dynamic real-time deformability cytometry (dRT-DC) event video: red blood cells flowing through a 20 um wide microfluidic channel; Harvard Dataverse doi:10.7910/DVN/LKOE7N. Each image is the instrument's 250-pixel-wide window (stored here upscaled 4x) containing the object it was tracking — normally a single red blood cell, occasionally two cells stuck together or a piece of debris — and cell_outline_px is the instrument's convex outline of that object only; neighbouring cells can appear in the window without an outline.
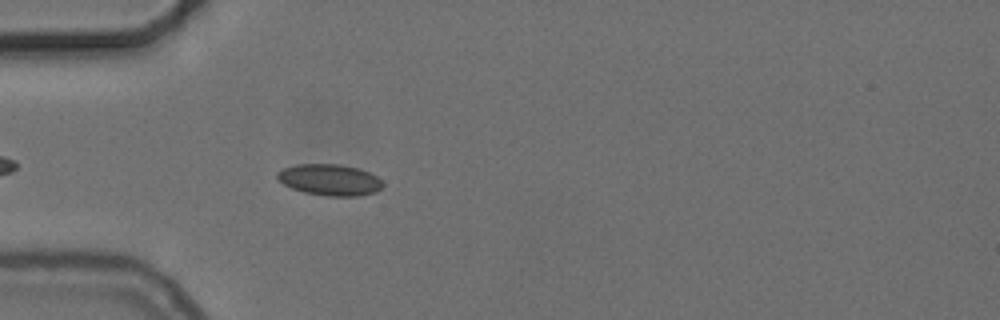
{"species": "common noctule bat (a hibernating species)", "species_latin": "Nyctalus noctula", "temperature_condition": "cold", "stored_images_in_passage": 41, "camera_frame_rate_fps": 3000, "um_per_image_px": 0.085, "animal": {"sex": "female", "body_mass_g": 24.6, "forearm_length_mm": 56.2}, "frame": {"image": 1, "passage_image": 5, "time_ms": 1.333, "image_size_px": [1000, 320], "cell_outline_px": [[384, 184], [376, 192], [360, 196], [328, 196], [304, 192], [292, 188], [284, 184], [276, 176], [276, 172], [284, 168], [296, 164], [340, 164], [360, 168], [376, 176]], "centroid_in_image_um": [28.03, 15.28], "position_along_channel_um": 57.0, "area_um2": 19.25}}
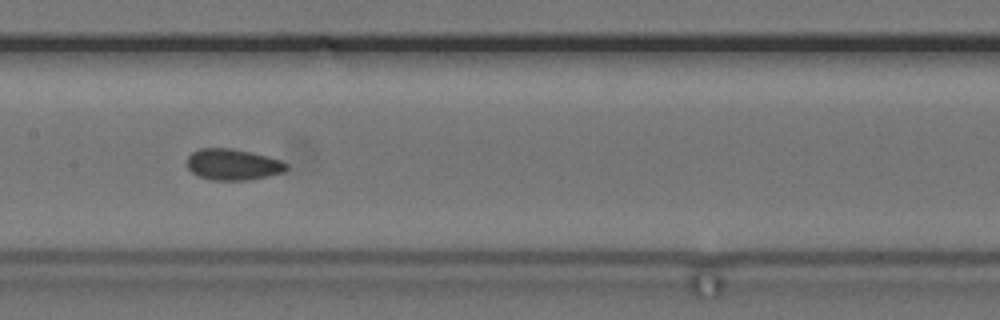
{"frame": {"image": 2, "passage_image": 16, "time_ms": 5.0, "image_size_px": [1000, 320], "cell_outline_px": [[288, 168], [284, 172], [268, 176], [248, 180], [212, 180], [200, 176], [192, 172], [188, 168], [188, 156], [192, 152], [200, 148], [232, 148], [268, 156], [280, 160], [288, 164]], "centroid_in_image_um": [19.82, 13.98], "position_along_channel_um": 187.6, "area_um2": 18.03}}
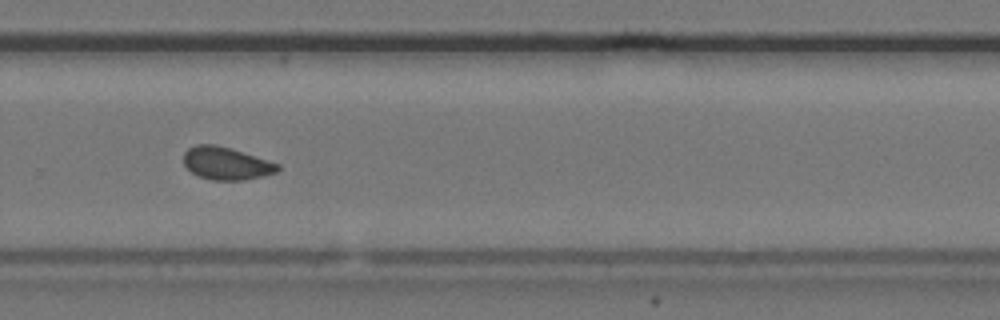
{"frame": {"image": 3, "passage_image": 26, "time_ms": 8.333, "image_size_px": [1000, 320], "cell_outline_px": [[280, 168], [276, 172], [264, 176], [244, 180], [212, 180], [200, 176], [192, 172], [184, 164], [184, 152], [188, 148], [196, 144], [216, 144], [280, 164]], "centroid_in_image_um": [19.23, 13.89], "position_along_channel_um": 310.6, "area_um2": 17.74}, "authors_computed_cell_mechanics": {"area_um2": 18.0336, "velocity_mm_per_s": 3.7095, "shape_relaxation_time_tau1_ms": null, "shape_relaxation_time_tau2_ms": 2.3928, "deformation_change_tau1": null, "deformation_change_tau2": 0.0735}}